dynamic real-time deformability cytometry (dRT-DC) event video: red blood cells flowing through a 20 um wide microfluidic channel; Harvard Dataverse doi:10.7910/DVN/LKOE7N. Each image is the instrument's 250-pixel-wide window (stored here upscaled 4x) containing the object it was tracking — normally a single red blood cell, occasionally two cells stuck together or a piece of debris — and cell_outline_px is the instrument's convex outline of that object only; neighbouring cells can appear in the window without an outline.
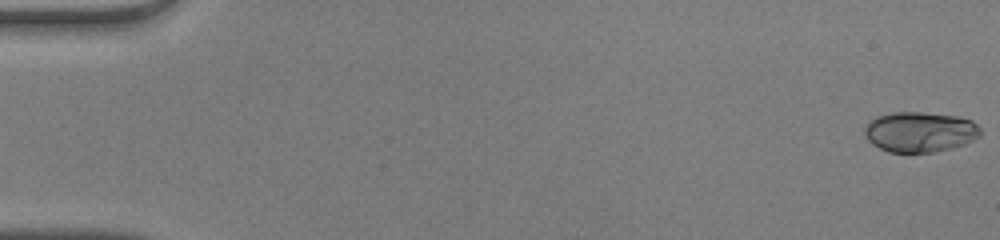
{"species": "human", "species_latin": "Homo sapiens", "temperature_condition": "warm", "stored_images_in_passage": 51, "camera_frame_rate_fps": 3000, "um_per_image_px": 0.085, "donor": {"sex": "male"}, "frame": {"image": 1, "passage_image": 1, "time_ms": 0.0, "image_size_px": [1000, 240], "cell_outline_px": [[980, 136], [964, 144], [952, 148], [932, 152], [888, 152], [872, 144], [868, 140], [864, 132], [864, 128], [868, 120], [876, 116], [892, 112], [924, 112], [960, 116], [972, 120], [980, 128]], "centroid_in_image_um": [78.18, 11.19], "position_along_channel_um": 6.8, "area_um2": 27.46}}
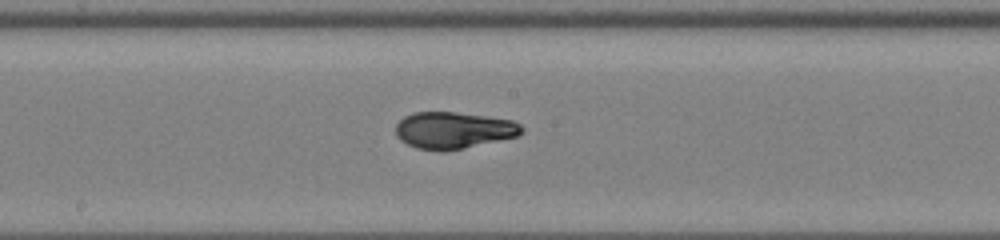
{"frame": {"image": 2, "passage_image": 28, "time_ms": 9.0, "image_size_px": [1000, 240], "cell_outline_px": [[524, 132], [520, 136], [464, 148], [444, 152], [440, 152], [416, 148], [400, 140], [396, 136], [396, 124], [404, 116], [412, 112], [456, 112], [512, 120], [520, 124], [524, 128]], "centroid_in_image_um": [38.56, 11.08], "position_along_channel_um": 209.6, "area_um2": 27.28}}
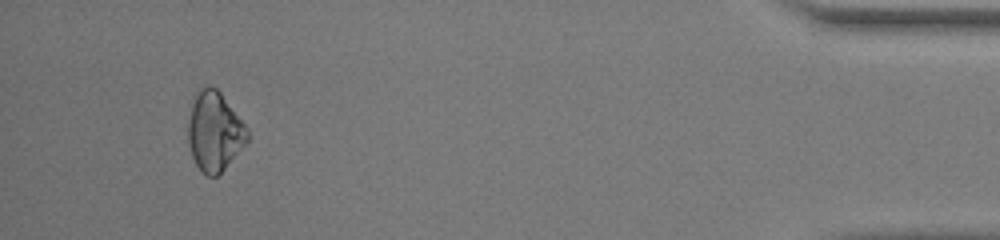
{"frame": {"image": 3, "passage_image": 48, "time_ms": 15.667, "image_size_px": [1000, 240], "cell_outline_px": [[252, 136], [224, 168], [216, 176], [208, 176], [200, 172], [192, 156], [188, 144], [188, 120], [192, 100], [196, 88], [208, 84], [216, 88], [220, 92], [248, 128]], "centroid_in_image_um": [18.22, 11.13], "position_along_channel_um": 417.0, "area_um2": 27.74}, "authors_computed_cell_mechanics": {"area_um2": 26.877, "velocity_mm_per_s": 4.1325, "shape_relaxation_time_tau1_ms": 8.8225, "shape_relaxation_time_tau2_ms": null, "deformation_change_tau1": 0.3005, "deformation_change_tau2": null}}